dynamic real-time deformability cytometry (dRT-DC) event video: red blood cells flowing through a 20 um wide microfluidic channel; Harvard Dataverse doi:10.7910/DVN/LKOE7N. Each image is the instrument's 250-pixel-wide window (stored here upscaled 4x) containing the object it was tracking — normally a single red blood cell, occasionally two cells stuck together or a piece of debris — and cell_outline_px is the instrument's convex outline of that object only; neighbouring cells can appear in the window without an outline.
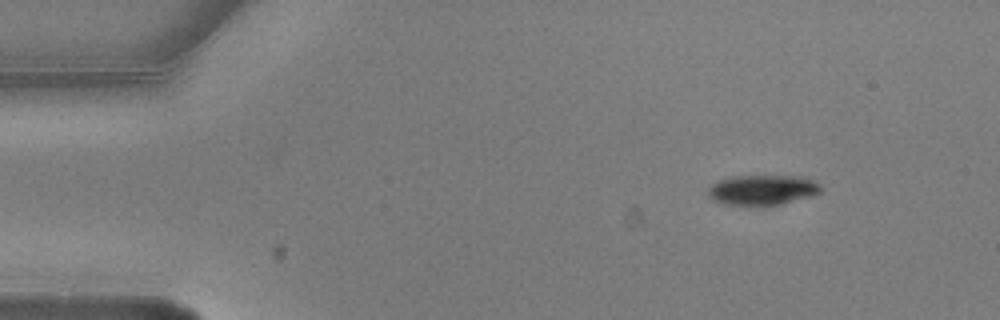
{"species": "common noctule bat (a hibernating species)", "species_latin": "Nyctalus noctula", "temperature_condition": "warm", "stored_images_in_passage": 3, "camera_frame_rate_fps": 3000, "um_per_image_px": 0.085, "animal": {"sex": "male", "body_mass_g": 20.5, "forearm_length_mm": 52.5}, "frame": {"image": 1, "passage_image": 1, "time_ms": 0.0, "image_size_px": [1000, 320], "cell_outline_px": [[820, 192], [812, 196], [764, 208], [760, 208], [724, 204], [716, 200], [708, 192], [708, 188], [712, 184], [720, 180], [732, 176], [804, 176], [820, 184]], "centroid_in_image_um": [64.83, 16.17], "position_along_channel_um": 20.2, "area_um2": 20.17}}
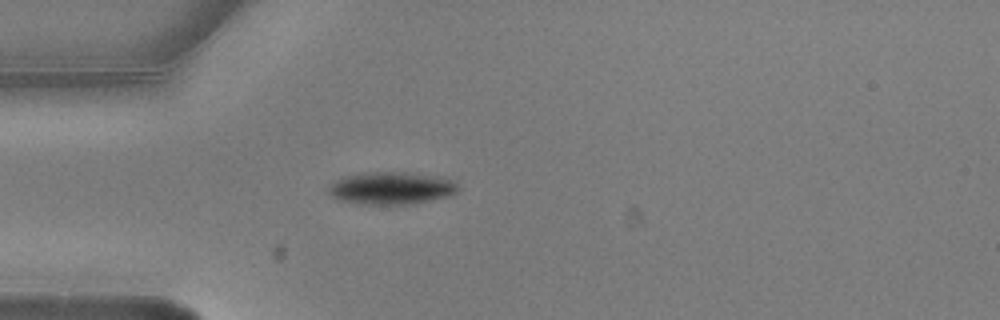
{"frame": {"image": 2, "passage_image": 3, "time_ms": 0.667, "image_size_px": [1000, 320], "cell_outline_px": [[460, 188], [456, 192], [448, 196], [416, 204], [356, 204], [340, 200], [332, 196], [328, 192], [328, 188], [336, 180], [344, 176], [364, 172], [404, 172], [444, 176], [452, 180]], "centroid_in_image_um": [33.29, 15.99], "position_along_channel_um": 51.7, "area_um2": 24.8}}